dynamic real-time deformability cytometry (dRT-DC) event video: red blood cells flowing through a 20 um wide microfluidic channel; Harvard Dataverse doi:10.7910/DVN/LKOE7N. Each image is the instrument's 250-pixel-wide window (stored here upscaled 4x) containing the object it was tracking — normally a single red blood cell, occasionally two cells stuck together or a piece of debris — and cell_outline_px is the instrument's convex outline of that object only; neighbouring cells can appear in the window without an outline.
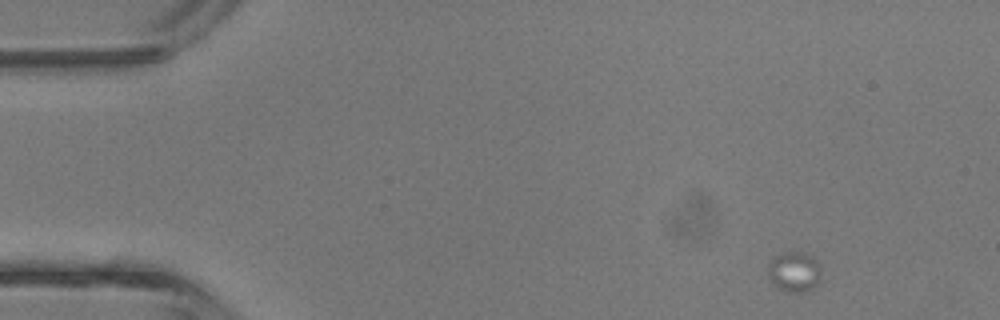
{"species": "common noctule bat (a hibernating species)", "species_latin": "Nyctalus noctula", "temperature_condition": "room temperature", "stored_images_in_passage": 17, "camera_frame_rate_fps": 3000, "um_per_image_px": 0.085, "animal": {"sex": "male", "body_mass_g": 13.3}, "frame": {"image": 1, "passage_image": 1, "time_ms": 0.0, "image_size_px": [1000, 320], "cell_outline_px": [[820, 272], [816, 284], [812, 288], [804, 292], [788, 292], [776, 288], [768, 280], [768, 264], [776, 256], [784, 252], [804, 252], [812, 256], [816, 260], [820, 268]], "centroid_in_image_um": [67.47, 23.11], "position_along_channel_um": 17.5, "area_um2": 12.48}}